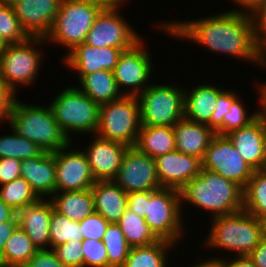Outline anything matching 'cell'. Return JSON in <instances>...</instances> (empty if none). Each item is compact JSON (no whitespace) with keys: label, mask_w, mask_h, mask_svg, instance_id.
<instances>
[{"label":"cell","mask_w":266,"mask_h":267,"mask_svg":"<svg viewBox=\"0 0 266 267\" xmlns=\"http://www.w3.org/2000/svg\"><path fill=\"white\" fill-rule=\"evenodd\" d=\"M122 230L126 242L130 247L146 246L158 239L150 231L144 218L130 211L128 208L117 223Z\"/></svg>","instance_id":"cell-32"},{"label":"cell","mask_w":266,"mask_h":267,"mask_svg":"<svg viewBox=\"0 0 266 267\" xmlns=\"http://www.w3.org/2000/svg\"><path fill=\"white\" fill-rule=\"evenodd\" d=\"M259 91L261 95L260 98H261V104H262V109L261 111H259V114L263 117L266 123V85L260 84Z\"/></svg>","instance_id":"cell-54"},{"label":"cell","mask_w":266,"mask_h":267,"mask_svg":"<svg viewBox=\"0 0 266 267\" xmlns=\"http://www.w3.org/2000/svg\"><path fill=\"white\" fill-rule=\"evenodd\" d=\"M23 267H67L62 264L52 249L38 250Z\"/></svg>","instance_id":"cell-44"},{"label":"cell","mask_w":266,"mask_h":267,"mask_svg":"<svg viewBox=\"0 0 266 267\" xmlns=\"http://www.w3.org/2000/svg\"><path fill=\"white\" fill-rule=\"evenodd\" d=\"M140 127L137 96L123 95L118 100L99 105L98 127L94 135L134 147Z\"/></svg>","instance_id":"cell-5"},{"label":"cell","mask_w":266,"mask_h":267,"mask_svg":"<svg viewBox=\"0 0 266 267\" xmlns=\"http://www.w3.org/2000/svg\"><path fill=\"white\" fill-rule=\"evenodd\" d=\"M38 250L24 229L18 225L5 243L0 255V265L23 267Z\"/></svg>","instance_id":"cell-29"},{"label":"cell","mask_w":266,"mask_h":267,"mask_svg":"<svg viewBox=\"0 0 266 267\" xmlns=\"http://www.w3.org/2000/svg\"><path fill=\"white\" fill-rule=\"evenodd\" d=\"M147 207V191H138L127 194V208L144 218Z\"/></svg>","instance_id":"cell-47"},{"label":"cell","mask_w":266,"mask_h":267,"mask_svg":"<svg viewBox=\"0 0 266 267\" xmlns=\"http://www.w3.org/2000/svg\"><path fill=\"white\" fill-rule=\"evenodd\" d=\"M185 90L176 86L150 85L137 96L141 126H173L184 118Z\"/></svg>","instance_id":"cell-9"},{"label":"cell","mask_w":266,"mask_h":267,"mask_svg":"<svg viewBox=\"0 0 266 267\" xmlns=\"http://www.w3.org/2000/svg\"><path fill=\"white\" fill-rule=\"evenodd\" d=\"M58 260L67 267H84L82 240H69L52 249Z\"/></svg>","instance_id":"cell-38"},{"label":"cell","mask_w":266,"mask_h":267,"mask_svg":"<svg viewBox=\"0 0 266 267\" xmlns=\"http://www.w3.org/2000/svg\"><path fill=\"white\" fill-rule=\"evenodd\" d=\"M82 240H102L109 222L100 214L94 212L79 222Z\"/></svg>","instance_id":"cell-42"},{"label":"cell","mask_w":266,"mask_h":267,"mask_svg":"<svg viewBox=\"0 0 266 267\" xmlns=\"http://www.w3.org/2000/svg\"><path fill=\"white\" fill-rule=\"evenodd\" d=\"M262 222H263L264 237L266 238V219L262 220Z\"/></svg>","instance_id":"cell-58"},{"label":"cell","mask_w":266,"mask_h":267,"mask_svg":"<svg viewBox=\"0 0 266 267\" xmlns=\"http://www.w3.org/2000/svg\"><path fill=\"white\" fill-rule=\"evenodd\" d=\"M44 41L45 38L29 37L22 43L9 44L0 54V79L14 93L17 84L29 85L36 79L41 54L33 46Z\"/></svg>","instance_id":"cell-10"},{"label":"cell","mask_w":266,"mask_h":267,"mask_svg":"<svg viewBox=\"0 0 266 267\" xmlns=\"http://www.w3.org/2000/svg\"><path fill=\"white\" fill-rule=\"evenodd\" d=\"M113 181L127 194L161 188L155 159L134 147L125 152Z\"/></svg>","instance_id":"cell-13"},{"label":"cell","mask_w":266,"mask_h":267,"mask_svg":"<svg viewBox=\"0 0 266 267\" xmlns=\"http://www.w3.org/2000/svg\"><path fill=\"white\" fill-rule=\"evenodd\" d=\"M84 267H108V257L102 240H82Z\"/></svg>","instance_id":"cell-40"},{"label":"cell","mask_w":266,"mask_h":267,"mask_svg":"<svg viewBox=\"0 0 266 267\" xmlns=\"http://www.w3.org/2000/svg\"><path fill=\"white\" fill-rule=\"evenodd\" d=\"M202 169L233 181L243 190L254 173V169L244 161L230 139L226 135L218 134L207 147L202 159Z\"/></svg>","instance_id":"cell-11"},{"label":"cell","mask_w":266,"mask_h":267,"mask_svg":"<svg viewBox=\"0 0 266 267\" xmlns=\"http://www.w3.org/2000/svg\"><path fill=\"white\" fill-rule=\"evenodd\" d=\"M95 212L109 223H118L127 210V193L113 180L96 181L91 188Z\"/></svg>","instance_id":"cell-24"},{"label":"cell","mask_w":266,"mask_h":267,"mask_svg":"<svg viewBox=\"0 0 266 267\" xmlns=\"http://www.w3.org/2000/svg\"><path fill=\"white\" fill-rule=\"evenodd\" d=\"M226 136L254 170L266 168V123L260 114L247 126Z\"/></svg>","instance_id":"cell-18"},{"label":"cell","mask_w":266,"mask_h":267,"mask_svg":"<svg viewBox=\"0 0 266 267\" xmlns=\"http://www.w3.org/2000/svg\"><path fill=\"white\" fill-rule=\"evenodd\" d=\"M243 209L260 220L266 219V168L254 170L243 190Z\"/></svg>","instance_id":"cell-31"},{"label":"cell","mask_w":266,"mask_h":267,"mask_svg":"<svg viewBox=\"0 0 266 267\" xmlns=\"http://www.w3.org/2000/svg\"><path fill=\"white\" fill-rule=\"evenodd\" d=\"M56 122L69 138L72 131L97 132L99 105L92 101L79 87L64 89L49 105Z\"/></svg>","instance_id":"cell-7"},{"label":"cell","mask_w":266,"mask_h":267,"mask_svg":"<svg viewBox=\"0 0 266 267\" xmlns=\"http://www.w3.org/2000/svg\"><path fill=\"white\" fill-rule=\"evenodd\" d=\"M62 0H20L12 8L29 37L46 38Z\"/></svg>","instance_id":"cell-17"},{"label":"cell","mask_w":266,"mask_h":267,"mask_svg":"<svg viewBox=\"0 0 266 267\" xmlns=\"http://www.w3.org/2000/svg\"><path fill=\"white\" fill-rule=\"evenodd\" d=\"M174 244L158 239L146 246L131 247L122 267H166V249Z\"/></svg>","instance_id":"cell-30"},{"label":"cell","mask_w":266,"mask_h":267,"mask_svg":"<svg viewBox=\"0 0 266 267\" xmlns=\"http://www.w3.org/2000/svg\"><path fill=\"white\" fill-rule=\"evenodd\" d=\"M175 134L176 150L203 159L208 145L216 133L204 123L180 119L172 126Z\"/></svg>","instance_id":"cell-23"},{"label":"cell","mask_w":266,"mask_h":267,"mask_svg":"<svg viewBox=\"0 0 266 267\" xmlns=\"http://www.w3.org/2000/svg\"><path fill=\"white\" fill-rule=\"evenodd\" d=\"M102 242L107 252L108 267H122L131 247L117 223H109Z\"/></svg>","instance_id":"cell-34"},{"label":"cell","mask_w":266,"mask_h":267,"mask_svg":"<svg viewBox=\"0 0 266 267\" xmlns=\"http://www.w3.org/2000/svg\"><path fill=\"white\" fill-rule=\"evenodd\" d=\"M53 210L51 201L39 199L17 212L19 225L39 250L50 246V219Z\"/></svg>","instance_id":"cell-22"},{"label":"cell","mask_w":266,"mask_h":267,"mask_svg":"<svg viewBox=\"0 0 266 267\" xmlns=\"http://www.w3.org/2000/svg\"><path fill=\"white\" fill-rule=\"evenodd\" d=\"M18 1H20V0H0V4L13 6Z\"/></svg>","instance_id":"cell-57"},{"label":"cell","mask_w":266,"mask_h":267,"mask_svg":"<svg viewBox=\"0 0 266 267\" xmlns=\"http://www.w3.org/2000/svg\"><path fill=\"white\" fill-rule=\"evenodd\" d=\"M194 267H223L222 259H214L208 260L204 263H198Z\"/></svg>","instance_id":"cell-55"},{"label":"cell","mask_w":266,"mask_h":267,"mask_svg":"<svg viewBox=\"0 0 266 267\" xmlns=\"http://www.w3.org/2000/svg\"><path fill=\"white\" fill-rule=\"evenodd\" d=\"M18 225V219H11L7 222L0 223V255L4 250L5 243Z\"/></svg>","instance_id":"cell-48"},{"label":"cell","mask_w":266,"mask_h":267,"mask_svg":"<svg viewBox=\"0 0 266 267\" xmlns=\"http://www.w3.org/2000/svg\"><path fill=\"white\" fill-rule=\"evenodd\" d=\"M42 151L34 142L18 136L14 131L11 135L0 137V159L7 157L24 160L35 157Z\"/></svg>","instance_id":"cell-35"},{"label":"cell","mask_w":266,"mask_h":267,"mask_svg":"<svg viewBox=\"0 0 266 267\" xmlns=\"http://www.w3.org/2000/svg\"><path fill=\"white\" fill-rule=\"evenodd\" d=\"M181 203L186 200L213 212V217L243 210V189L223 176L201 169L181 190ZM184 201V202H183Z\"/></svg>","instance_id":"cell-2"},{"label":"cell","mask_w":266,"mask_h":267,"mask_svg":"<svg viewBox=\"0 0 266 267\" xmlns=\"http://www.w3.org/2000/svg\"><path fill=\"white\" fill-rule=\"evenodd\" d=\"M123 49L114 47H91L85 43L76 46L66 54L65 63L79 72V80L84 76L101 70L114 71Z\"/></svg>","instance_id":"cell-20"},{"label":"cell","mask_w":266,"mask_h":267,"mask_svg":"<svg viewBox=\"0 0 266 267\" xmlns=\"http://www.w3.org/2000/svg\"><path fill=\"white\" fill-rule=\"evenodd\" d=\"M21 160L16 158L0 159V185L9 183L20 177Z\"/></svg>","instance_id":"cell-45"},{"label":"cell","mask_w":266,"mask_h":267,"mask_svg":"<svg viewBox=\"0 0 266 267\" xmlns=\"http://www.w3.org/2000/svg\"><path fill=\"white\" fill-rule=\"evenodd\" d=\"M0 34L8 44L22 43L29 38L12 6L0 4Z\"/></svg>","instance_id":"cell-37"},{"label":"cell","mask_w":266,"mask_h":267,"mask_svg":"<svg viewBox=\"0 0 266 267\" xmlns=\"http://www.w3.org/2000/svg\"><path fill=\"white\" fill-rule=\"evenodd\" d=\"M9 44L4 40L2 35L0 34V54Z\"/></svg>","instance_id":"cell-56"},{"label":"cell","mask_w":266,"mask_h":267,"mask_svg":"<svg viewBox=\"0 0 266 267\" xmlns=\"http://www.w3.org/2000/svg\"><path fill=\"white\" fill-rule=\"evenodd\" d=\"M180 191L161 187L147 191L144 219L157 239L177 243L182 233Z\"/></svg>","instance_id":"cell-8"},{"label":"cell","mask_w":266,"mask_h":267,"mask_svg":"<svg viewBox=\"0 0 266 267\" xmlns=\"http://www.w3.org/2000/svg\"><path fill=\"white\" fill-rule=\"evenodd\" d=\"M143 46L141 38L133 47L122 51L115 65L113 74L118 89L122 86H126L127 90L128 86L132 87L130 92L124 91V95L138 96L140 91H144L150 85L146 82L152 73L151 57Z\"/></svg>","instance_id":"cell-14"},{"label":"cell","mask_w":266,"mask_h":267,"mask_svg":"<svg viewBox=\"0 0 266 267\" xmlns=\"http://www.w3.org/2000/svg\"><path fill=\"white\" fill-rule=\"evenodd\" d=\"M207 245L249 255L264 237L263 222L246 210L213 218Z\"/></svg>","instance_id":"cell-4"},{"label":"cell","mask_w":266,"mask_h":267,"mask_svg":"<svg viewBox=\"0 0 266 267\" xmlns=\"http://www.w3.org/2000/svg\"><path fill=\"white\" fill-rule=\"evenodd\" d=\"M20 177L30 184L40 199L45 195H53L56 187V164L53 153L42 151L35 157L21 160Z\"/></svg>","instance_id":"cell-21"},{"label":"cell","mask_w":266,"mask_h":267,"mask_svg":"<svg viewBox=\"0 0 266 267\" xmlns=\"http://www.w3.org/2000/svg\"><path fill=\"white\" fill-rule=\"evenodd\" d=\"M69 240H82L79 222L52 211L50 219V249Z\"/></svg>","instance_id":"cell-36"},{"label":"cell","mask_w":266,"mask_h":267,"mask_svg":"<svg viewBox=\"0 0 266 267\" xmlns=\"http://www.w3.org/2000/svg\"><path fill=\"white\" fill-rule=\"evenodd\" d=\"M134 148L153 159L176 150L172 126H141Z\"/></svg>","instance_id":"cell-27"},{"label":"cell","mask_w":266,"mask_h":267,"mask_svg":"<svg viewBox=\"0 0 266 267\" xmlns=\"http://www.w3.org/2000/svg\"><path fill=\"white\" fill-rule=\"evenodd\" d=\"M94 3L100 5L103 9H118L123 0H92Z\"/></svg>","instance_id":"cell-53"},{"label":"cell","mask_w":266,"mask_h":267,"mask_svg":"<svg viewBox=\"0 0 266 267\" xmlns=\"http://www.w3.org/2000/svg\"><path fill=\"white\" fill-rule=\"evenodd\" d=\"M80 82L82 89H79L98 105L118 100L124 95L121 88L118 89L112 71L101 70L84 75Z\"/></svg>","instance_id":"cell-28"},{"label":"cell","mask_w":266,"mask_h":267,"mask_svg":"<svg viewBox=\"0 0 266 267\" xmlns=\"http://www.w3.org/2000/svg\"><path fill=\"white\" fill-rule=\"evenodd\" d=\"M223 91L217 98V106L206 126L216 134L223 135V117L227 114L233 102L238 98L236 92Z\"/></svg>","instance_id":"cell-41"},{"label":"cell","mask_w":266,"mask_h":267,"mask_svg":"<svg viewBox=\"0 0 266 267\" xmlns=\"http://www.w3.org/2000/svg\"><path fill=\"white\" fill-rule=\"evenodd\" d=\"M229 110L230 111L223 117V135H227L233 130L247 126L259 114V112H255L252 115L250 114L247 116L246 111L238 98L233 102Z\"/></svg>","instance_id":"cell-39"},{"label":"cell","mask_w":266,"mask_h":267,"mask_svg":"<svg viewBox=\"0 0 266 267\" xmlns=\"http://www.w3.org/2000/svg\"><path fill=\"white\" fill-rule=\"evenodd\" d=\"M236 4L238 3L243 9L248 10L250 14L256 10L264 0H234Z\"/></svg>","instance_id":"cell-52"},{"label":"cell","mask_w":266,"mask_h":267,"mask_svg":"<svg viewBox=\"0 0 266 267\" xmlns=\"http://www.w3.org/2000/svg\"><path fill=\"white\" fill-rule=\"evenodd\" d=\"M102 9L92 0H62L52 29L45 39L73 50L85 43L87 34Z\"/></svg>","instance_id":"cell-6"},{"label":"cell","mask_w":266,"mask_h":267,"mask_svg":"<svg viewBox=\"0 0 266 267\" xmlns=\"http://www.w3.org/2000/svg\"><path fill=\"white\" fill-rule=\"evenodd\" d=\"M85 152L90 170L96 181L113 180L128 146L96 135Z\"/></svg>","instance_id":"cell-19"},{"label":"cell","mask_w":266,"mask_h":267,"mask_svg":"<svg viewBox=\"0 0 266 267\" xmlns=\"http://www.w3.org/2000/svg\"><path fill=\"white\" fill-rule=\"evenodd\" d=\"M70 146L69 144L53 152L56 164L55 192L88 190L96 182L90 170L85 152L66 151Z\"/></svg>","instance_id":"cell-15"},{"label":"cell","mask_w":266,"mask_h":267,"mask_svg":"<svg viewBox=\"0 0 266 267\" xmlns=\"http://www.w3.org/2000/svg\"><path fill=\"white\" fill-rule=\"evenodd\" d=\"M11 219H18L17 211L0 199V223L7 222Z\"/></svg>","instance_id":"cell-51"},{"label":"cell","mask_w":266,"mask_h":267,"mask_svg":"<svg viewBox=\"0 0 266 267\" xmlns=\"http://www.w3.org/2000/svg\"><path fill=\"white\" fill-rule=\"evenodd\" d=\"M15 93L0 79V123L8 119L15 101Z\"/></svg>","instance_id":"cell-46"},{"label":"cell","mask_w":266,"mask_h":267,"mask_svg":"<svg viewBox=\"0 0 266 267\" xmlns=\"http://www.w3.org/2000/svg\"><path fill=\"white\" fill-rule=\"evenodd\" d=\"M52 196L54 211L72 221L80 222L95 212L91 189L55 192Z\"/></svg>","instance_id":"cell-26"},{"label":"cell","mask_w":266,"mask_h":267,"mask_svg":"<svg viewBox=\"0 0 266 267\" xmlns=\"http://www.w3.org/2000/svg\"><path fill=\"white\" fill-rule=\"evenodd\" d=\"M257 42L266 50V0L251 13Z\"/></svg>","instance_id":"cell-43"},{"label":"cell","mask_w":266,"mask_h":267,"mask_svg":"<svg viewBox=\"0 0 266 267\" xmlns=\"http://www.w3.org/2000/svg\"><path fill=\"white\" fill-rule=\"evenodd\" d=\"M7 120L12 131L31 140L43 151L53 153L71 144L70 138L56 122L50 106L27 105L16 98Z\"/></svg>","instance_id":"cell-3"},{"label":"cell","mask_w":266,"mask_h":267,"mask_svg":"<svg viewBox=\"0 0 266 267\" xmlns=\"http://www.w3.org/2000/svg\"><path fill=\"white\" fill-rule=\"evenodd\" d=\"M257 267H266V238L263 237L260 243L248 255Z\"/></svg>","instance_id":"cell-49"},{"label":"cell","mask_w":266,"mask_h":267,"mask_svg":"<svg viewBox=\"0 0 266 267\" xmlns=\"http://www.w3.org/2000/svg\"><path fill=\"white\" fill-rule=\"evenodd\" d=\"M223 267H257L253 260L248 256H236V259L232 262L222 260Z\"/></svg>","instance_id":"cell-50"},{"label":"cell","mask_w":266,"mask_h":267,"mask_svg":"<svg viewBox=\"0 0 266 267\" xmlns=\"http://www.w3.org/2000/svg\"><path fill=\"white\" fill-rule=\"evenodd\" d=\"M224 91L212 85H199L191 93L185 91L184 118L207 124L217 106V98ZM188 93V94H187Z\"/></svg>","instance_id":"cell-25"},{"label":"cell","mask_w":266,"mask_h":267,"mask_svg":"<svg viewBox=\"0 0 266 267\" xmlns=\"http://www.w3.org/2000/svg\"><path fill=\"white\" fill-rule=\"evenodd\" d=\"M161 187L180 191L202 169V159L173 150L155 158Z\"/></svg>","instance_id":"cell-16"},{"label":"cell","mask_w":266,"mask_h":267,"mask_svg":"<svg viewBox=\"0 0 266 267\" xmlns=\"http://www.w3.org/2000/svg\"><path fill=\"white\" fill-rule=\"evenodd\" d=\"M1 186L0 199L17 212L40 199L32 190L30 184L22 177Z\"/></svg>","instance_id":"cell-33"},{"label":"cell","mask_w":266,"mask_h":267,"mask_svg":"<svg viewBox=\"0 0 266 267\" xmlns=\"http://www.w3.org/2000/svg\"><path fill=\"white\" fill-rule=\"evenodd\" d=\"M161 26L173 37L191 39L211 51L266 65V50L256 40L252 17L248 12L233 9L194 22H166Z\"/></svg>","instance_id":"cell-1"},{"label":"cell","mask_w":266,"mask_h":267,"mask_svg":"<svg viewBox=\"0 0 266 267\" xmlns=\"http://www.w3.org/2000/svg\"><path fill=\"white\" fill-rule=\"evenodd\" d=\"M118 9H102L89 30L85 44L91 47H114L128 50L141 37L121 17Z\"/></svg>","instance_id":"cell-12"}]
</instances>
